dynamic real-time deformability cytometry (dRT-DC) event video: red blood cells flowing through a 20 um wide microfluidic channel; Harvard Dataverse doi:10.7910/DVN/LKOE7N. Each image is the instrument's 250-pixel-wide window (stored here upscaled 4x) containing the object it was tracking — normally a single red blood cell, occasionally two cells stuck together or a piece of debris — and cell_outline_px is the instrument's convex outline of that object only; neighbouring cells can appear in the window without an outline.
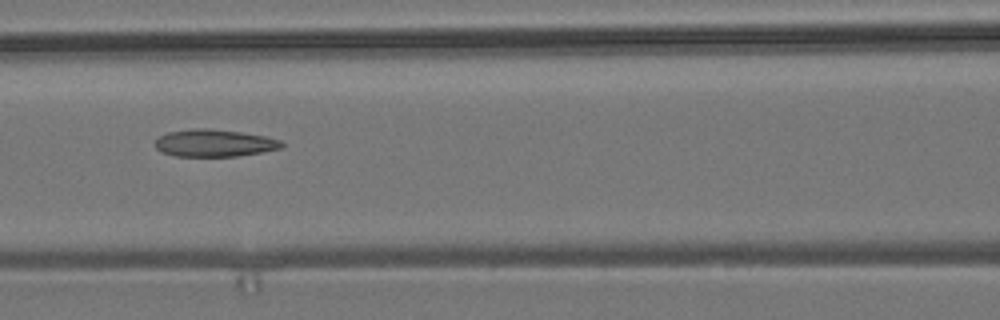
{"species": "common noctule bat (a hibernating species)", "species_latin": "Nyctalus noctula", "temperature_condition": "room temperature", "stored_images_in_passage": 8, "camera_frame_rate_fps": 3000, "um_per_image_px": 0.085, "animal": {"sex": "male", "body_mass_g": 19.2, "forearm_length_mm": 51.8}, "frame": {"image": 1, "passage_image": 5, "time_ms": 4.333, "image_size_px": [1000, 320], "cell_outline_px": [[284, 148], [236, 156], [176, 156], [160, 152], [152, 144], [160, 136], [168, 132], [192, 128], [208, 128], [240, 132], [268, 136], [280, 140], [284, 144]], "centroid_in_image_um": [18.21, 12.15], "position_along_channel_um": 148.4, "area_um2": 20.29}}
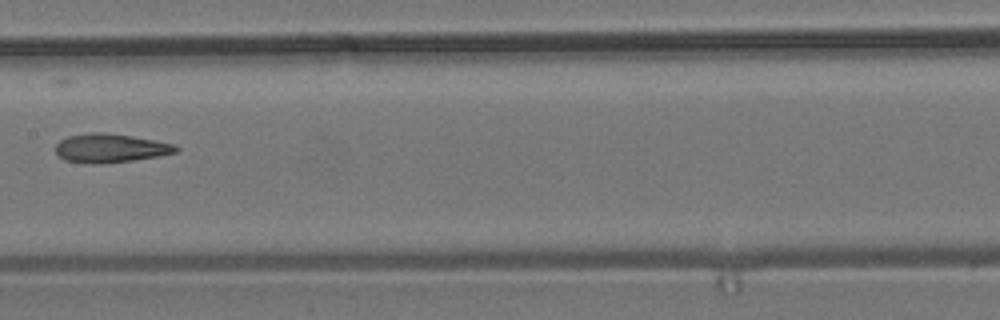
{"frame": {"image": 2, "passage_image": 6, "time_ms": 5.667, "image_size_px": [1000, 320], "cell_outline_px": [[180, 148], [176, 152], [156, 156], [132, 160], [96, 164], [92, 164], [64, 160], [56, 152], [56, 144], [60, 140], [68, 136], [92, 132], [104, 132], [132, 136], [172, 144]], "centroid_in_image_um": [9.33, 12.58], "position_along_channel_um": 198.1, "area_um2": 19.88}}